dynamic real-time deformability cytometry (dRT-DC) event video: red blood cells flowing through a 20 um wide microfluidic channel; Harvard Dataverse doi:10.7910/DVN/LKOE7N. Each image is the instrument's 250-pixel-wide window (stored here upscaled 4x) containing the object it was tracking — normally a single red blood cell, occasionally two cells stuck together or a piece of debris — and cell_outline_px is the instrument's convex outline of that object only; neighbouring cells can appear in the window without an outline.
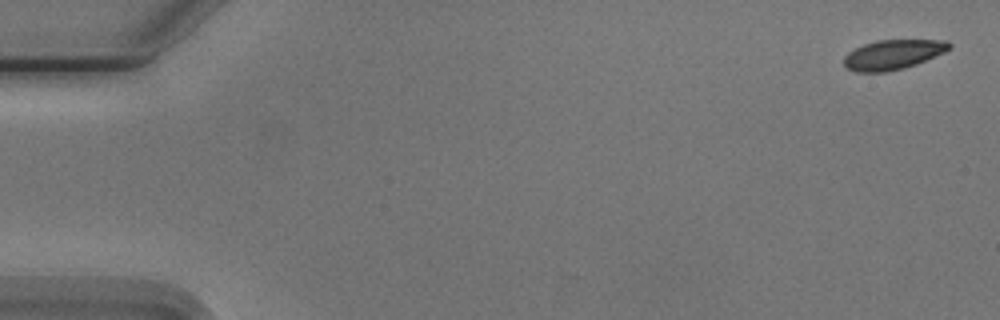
{"species": "Egyptian fruit bat (a non-hibernating species)", "species_latin": "Rousettus aegyptiacus", "temperature_condition": "cold", "stored_images_in_passage": 5, "camera_frame_rate_fps": 3000, "um_per_image_px": 0.085, "animal": {"sex": "male"}, "frame": {"image": 1, "passage_image": 1, "time_ms": 0.0, "image_size_px": [1000, 320], "cell_outline_px": [[952, 48], [944, 52], [916, 64], [904, 68], [884, 72], [856, 72], [848, 68], [844, 64], [844, 56], [848, 52], [864, 44], [876, 40], [948, 40], [952, 44]], "centroid_in_image_um": [75.92, 4.63], "position_along_channel_um": 9.1, "area_um2": 18.21}}
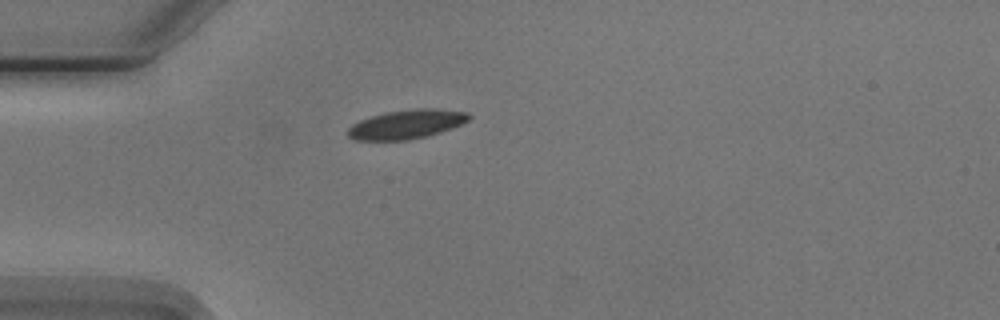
{"frame": {"image": 2, "passage_image": 5, "time_ms": 4.667, "image_size_px": [1000, 320], "cell_outline_px": [[472, 116], [468, 120], [452, 128], [440, 132], [408, 140], [356, 140], [348, 136], [348, 128], [352, 124], [360, 120], [384, 112], [416, 108], [436, 108], [468, 112]], "centroid_in_image_um": [34.56, 10.55], "position_along_channel_um": 50.4, "area_um2": 20.46}}